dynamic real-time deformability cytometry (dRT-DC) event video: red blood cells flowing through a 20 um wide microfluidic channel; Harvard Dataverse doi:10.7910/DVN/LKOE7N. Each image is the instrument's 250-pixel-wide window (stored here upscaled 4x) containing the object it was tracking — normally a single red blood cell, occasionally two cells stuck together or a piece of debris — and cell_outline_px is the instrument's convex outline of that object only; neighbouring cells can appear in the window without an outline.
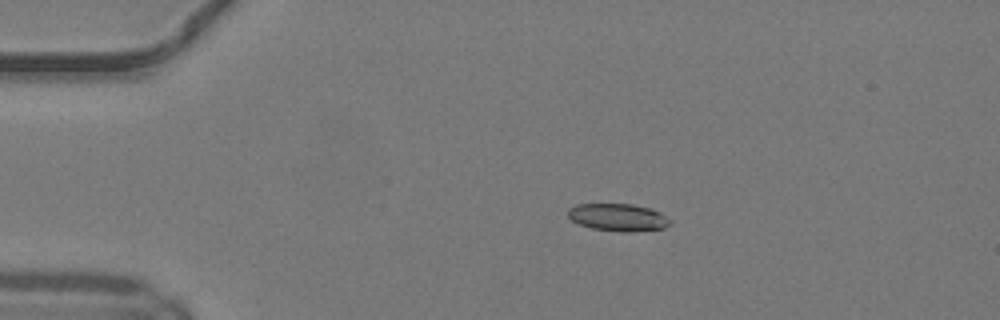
{"species": "common noctule bat (a hibernating species)", "species_latin": "Nyctalus noctula", "temperature_condition": "warm", "stored_images_in_passage": 40, "camera_frame_rate_fps": 3000, "um_per_image_px": 0.085, "animal": {"sex": "male", "body_mass_g": 19.2, "forearm_length_mm": 51.8}, "frame": {"image": 1, "passage_image": 1, "time_ms": 0.0, "image_size_px": [1000, 320], "cell_outline_px": [[672, 224], [664, 228], [632, 232], [620, 232], [592, 228], [580, 224], [572, 220], [568, 216], [568, 208], [576, 204], [632, 204], [652, 208], [660, 212], [672, 220]], "centroid_in_image_um": [52.58, 18.47], "position_along_channel_um": 32.4, "area_um2": 16.53}}
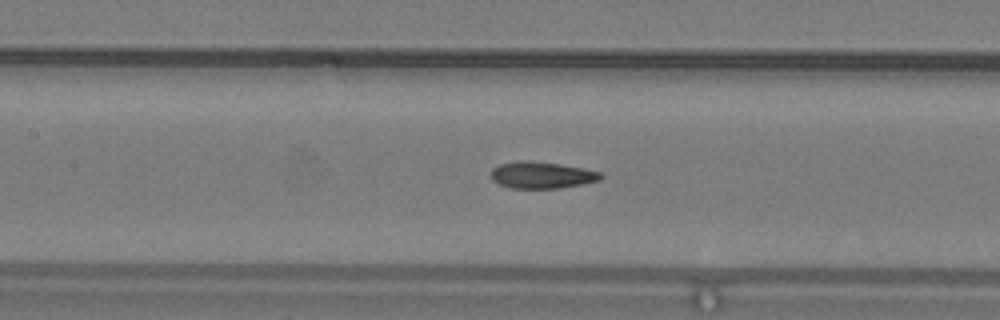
{"frame": {"image": 2, "passage_image": 14, "time_ms": 4.333, "image_size_px": [1000, 320], "cell_outline_px": [[604, 176], [600, 180], [560, 188], [512, 188], [500, 184], [492, 180], [492, 168], [500, 164], [516, 160], [528, 160], [560, 164], [584, 168], [600, 172]], "centroid_in_image_um": [46.05, 14.87], "position_along_channel_um": 161.4, "area_um2": 17.05}}
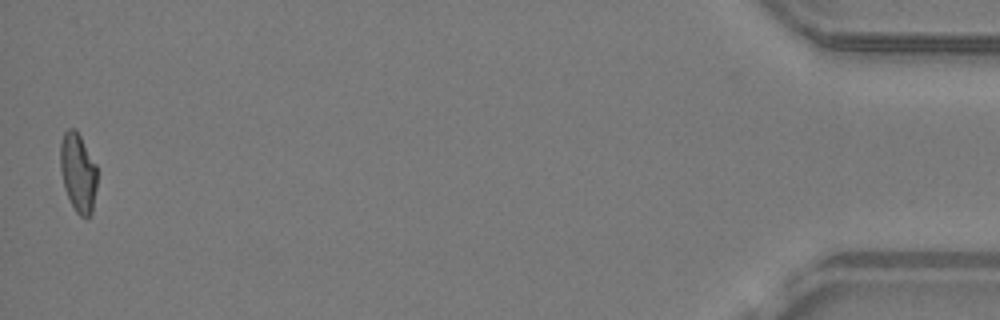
{"frame": {"image": 3, "passage_image": 40, "time_ms": 13.0, "image_size_px": [1000, 320], "cell_outline_px": [[96, 188], [92, 216], [88, 220], [80, 216], [76, 212], [64, 188], [60, 168], [60, 144], [64, 132], [68, 128], [76, 128], [96, 164]], "centroid_in_image_um": [6.64, 14.69], "position_along_channel_um": 428.6, "area_um2": 17.17}, "authors_computed_cell_mechanics": {"area_um2": 17.0799, "velocity_mm_per_s": 4.1706, "shape_relaxation_time_tau1_ms": null, "shape_relaxation_time_tau2_ms": 2.1507, "deformation_change_tau1": null, "deformation_change_tau2": 0.0975}}